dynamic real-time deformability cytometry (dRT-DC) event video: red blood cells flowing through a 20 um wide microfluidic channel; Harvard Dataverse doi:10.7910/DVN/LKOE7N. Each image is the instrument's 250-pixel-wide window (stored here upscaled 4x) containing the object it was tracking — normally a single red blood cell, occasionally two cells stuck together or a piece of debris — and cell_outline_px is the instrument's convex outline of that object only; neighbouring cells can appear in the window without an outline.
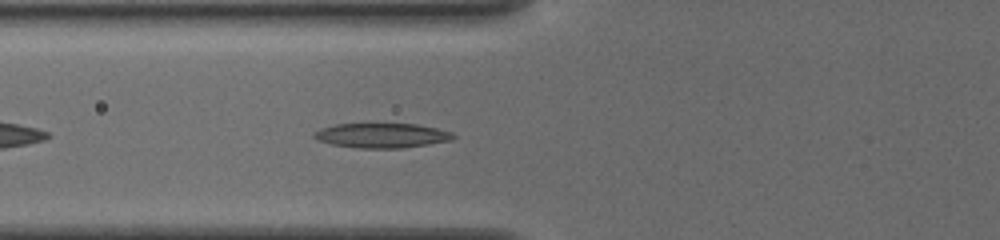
{"species": "common noctule bat (a hibernating species)", "species_latin": "Nyctalus noctula", "temperature_condition": "cold", "stored_images_in_passage": 37, "camera_frame_rate_fps": 3000, "um_per_image_px": 0.085, "animal": {"sex": "female", "body_mass_g": 19.5, "forearm_length_mm": 54.1}, "frame": {"image": 1, "passage_image": 5, "time_ms": 1.333, "image_size_px": [1000, 240], "cell_outline_px": [[456, 136], [452, 140], [404, 148], [356, 148], [332, 144], [316, 140], [312, 136], [320, 128], [336, 124], [416, 124], [436, 128], [452, 132]], "centroid_in_image_um": [32.45, 11.52], "position_along_channel_um": 93.4, "area_um2": 20.0}}
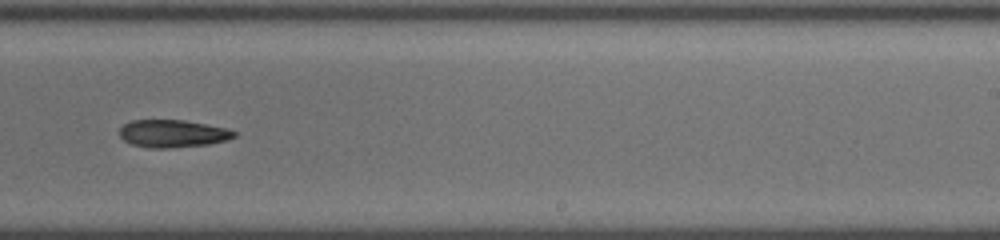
{"frame": {"image": 2, "passage_image": 19, "time_ms": 6.0, "image_size_px": [1000, 240], "cell_outline_px": [[236, 136], [228, 140], [208, 144], [168, 148], [148, 148], [132, 144], [124, 140], [120, 136], [120, 128], [124, 124], [132, 120], [184, 120], [228, 128], [236, 132]], "centroid_in_image_um": [14.7, 11.35], "position_along_channel_um": 274.3, "area_um2": 18.44}}
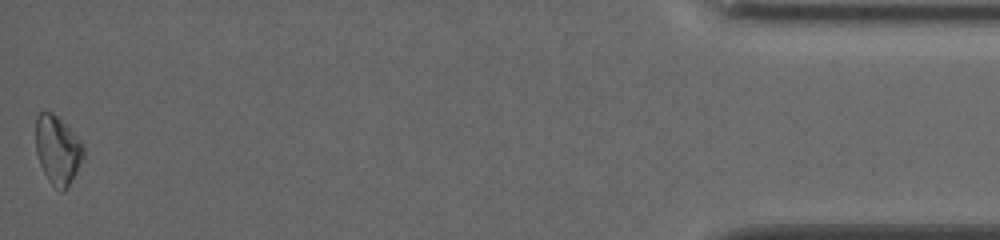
{"frame": {"image": 3, "passage_image": 37, "time_ms": 12.0, "image_size_px": [1000, 240], "cell_outline_px": [[84, 156], [76, 172], [64, 192], [60, 192], [48, 180], [40, 164], [36, 152], [36, 112], [52, 112], [84, 144]], "centroid_in_image_um": [4.89, 12.75], "position_along_channel_um": 430.3, "area_um2": 18.9}}